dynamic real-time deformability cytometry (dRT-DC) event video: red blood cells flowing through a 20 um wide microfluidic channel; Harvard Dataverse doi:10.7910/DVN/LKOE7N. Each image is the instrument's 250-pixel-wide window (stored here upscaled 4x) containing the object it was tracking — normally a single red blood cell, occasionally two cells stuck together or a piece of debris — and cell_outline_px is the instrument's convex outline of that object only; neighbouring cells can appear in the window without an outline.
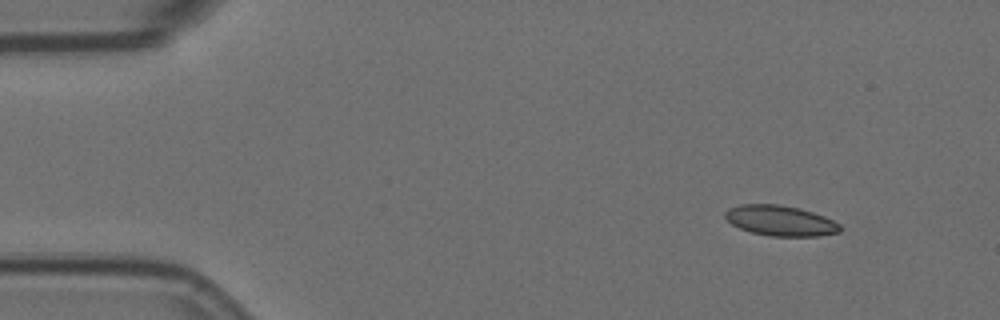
{"species": "Egyptian fruit bat (a non-hibernating species)", "species_latin": "Rousettus aegyptiacus", "temperature_condition": "room temperature", "stored_images_in_passage": 5, "camera_frame_rate_fps": 3000, "um_per_image_px": 0.085, "animal": {"sex": "female"}, "frame": {"image": 1, "passage_image": 1, "time_ms": 0.0, "image_size_px": [1000, 320], "cell_outline_px": [[840, 232], [820, 236], [768, 236], [752, 232], [740, 228], [732, 224], [724, 216], [724, 212], [728, 208], [740, 204], [780, 204], [800, 208], [824, 216], [840, 224]], "centroid_in_image_um": [66.32, 18.75], "position_along_channel_um": 18.7, "area_um2": 20.4}}
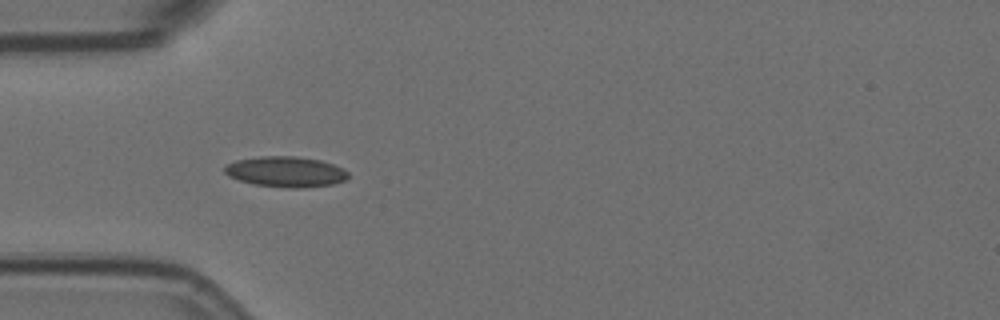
{"frame": {"image": 2, "passage_image": 4, "time_ms": 1.0, "image_size_px": [1000, 320], "cell_outline_px": [[348, 180], [332, 184], [304, 188], [288, 188], [256, 184], [240, 180], [228, 176], [224, 172], [224, 164], [236, 160], [260, 156], [296, 156], [320, 160], [344, 168], [348, 172]], "centroid_in_image_um": [24.3, 14.59], "position_along_channel_um": 60.7, "area_um2": 22.14}}
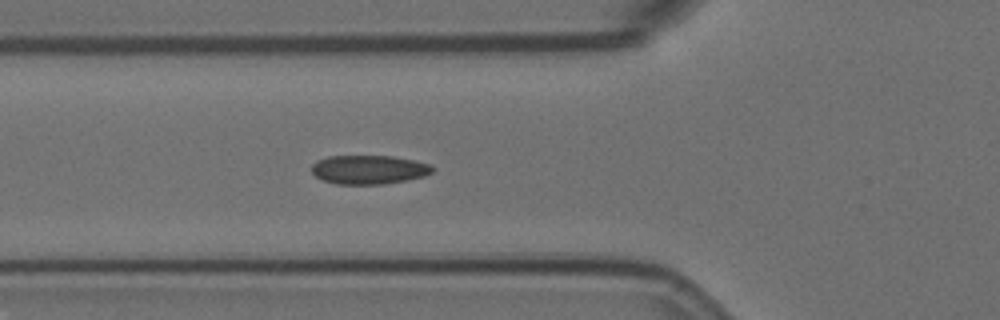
{"frame": {"image": 3, "passage_image": 5, "time_ms": 1.333, "image_size_px": [1000, 320], "cell_outline_px": [[436, 168], [432, 172], [424, 176], [408, 180], [384, 184], [336, 184], [324, 180], [316, 176], [312, 172], [312, 164], [316, 160], [328, 156], [392, 156], [416, 160], [432, 164]], "centroid_in_image_um": [31.4, 14.41], "position_along_channel_um": 94.4, "area_um2": 20.58}}